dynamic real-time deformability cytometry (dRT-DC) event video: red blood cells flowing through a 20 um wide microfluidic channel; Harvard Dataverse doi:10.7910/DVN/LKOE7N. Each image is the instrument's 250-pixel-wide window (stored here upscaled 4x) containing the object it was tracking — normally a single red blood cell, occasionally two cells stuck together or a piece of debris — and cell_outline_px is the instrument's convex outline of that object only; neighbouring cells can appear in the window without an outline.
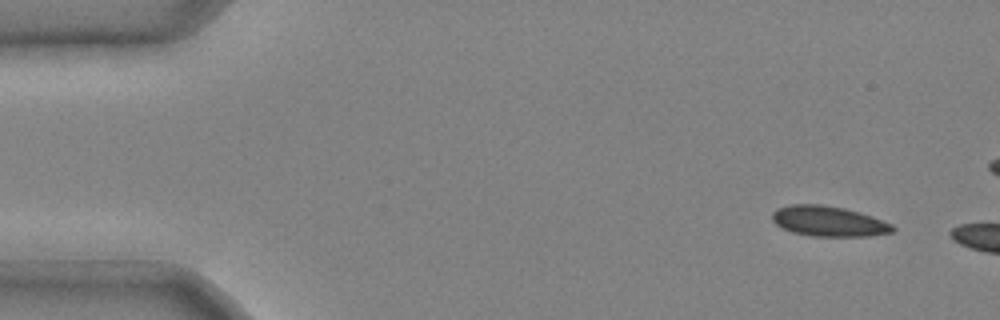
{"species": "common noctule bat (a hibernating species)", "species_latin": "Nyctalus noctula", "temperature_condition": "cold", "stored_images_in_passage": 5, "segment_of_instrument_passage": [2, 2], "camera_frame_rate_fps": 3000, "um_per_image_px": 0.085, "animal": {"sex": "male", "body_mass_g": 20.4}, "frame": {"image": 1, "passage_image": 5, "time_ms": 1.333, "image_size_px": [1000, 320], "cell_outline_px": [[896, 228], [892, 232], [868, 236], [812, 236], [792, 232], [780, 228], [772, 220], [772, 212], [776, 208], [792, 204], [820, 204], [844, 208], [860, 212], [872, 216], [892, 224]], "centroid_in_image_um": [70.4, 18.8], "position_along_channel_um": 14.6, "area_um2": 21.39}}